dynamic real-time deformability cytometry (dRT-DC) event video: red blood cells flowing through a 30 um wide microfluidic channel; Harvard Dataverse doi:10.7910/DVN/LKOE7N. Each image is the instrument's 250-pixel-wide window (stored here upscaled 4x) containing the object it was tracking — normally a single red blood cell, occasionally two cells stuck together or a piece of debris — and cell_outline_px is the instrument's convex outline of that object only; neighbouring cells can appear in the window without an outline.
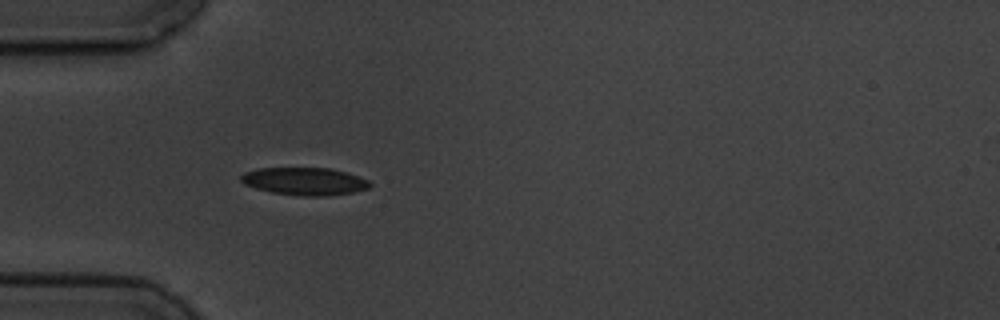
{"species": "common noctule bat (a hibernating species)", "species_latin": "Nyctalus noctula", "temperature_condition": "cold", "stored_images_in_passage": 1, "camera_frame_rate_fps": 3000, "um_per_image_px": 0.085, "animal": {"sex": "male", "body_mass_g": 19.5, "forearm_length_mm": 54.6}, "frame": {"image": 1, "passage_image": 1, "time_ms": 0.0, "image_size_px": [1000, 320], "cell_outline_px": [[372, 184], [368, 188], [352, 192], [328, 196], [304, 196], [272, 192], [256, 188], [244, 184], [240, 180], [240, 176], [244, 172], [256, 168], [328, 168], [348, 172], [368, 180]], "centroid_in_image_um": [25.88, 15.4], "position_along_channel_um": 59.1, "area_um2": 20.75}}